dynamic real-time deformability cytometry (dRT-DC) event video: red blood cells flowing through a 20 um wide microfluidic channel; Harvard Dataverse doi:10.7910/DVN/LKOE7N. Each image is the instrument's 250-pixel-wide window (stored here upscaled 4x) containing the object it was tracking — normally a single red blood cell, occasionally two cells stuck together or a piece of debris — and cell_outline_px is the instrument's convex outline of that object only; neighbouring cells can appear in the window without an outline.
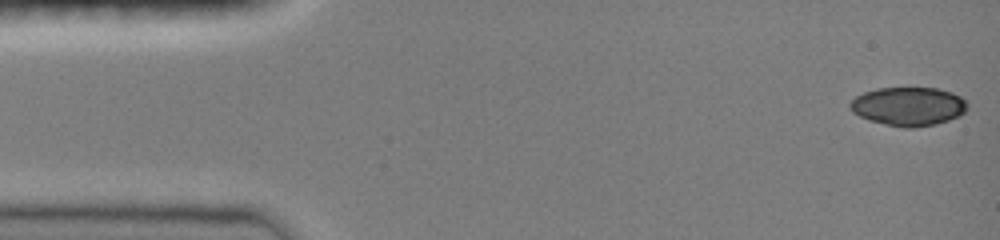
{"species": "common noctule bat (a hibernating species)", "species_latin": "Nyctalus noctula", "temperature_condition": "room temperature", "stored_images_in_passage": 47, "camera_frame_rate_fps": 3000, "um_per_image_px": 0.085, "animal": {"sex": "female", "body_mass_g": 19.0, "forearm_length_mm": 51.5}, "frame": {"image": 1, "passage_image": 1, "time_ms": 0.0, "image_size_px": [1000, 240], "cell_outline_px": [[968, 108], [960, 116], [936, 124], [912, 128], [904, 128], [868, 120], [852, 112], [848, 108], [848, 104], [856, 96], [864, 92], [876, 88], [936, 88], [952, 92], [960, 96], [968, 104]], "centroid_in_image_um": [77.21, 9.04], "position_along_channel_um": 7.8, "area_um2": 26.59}}
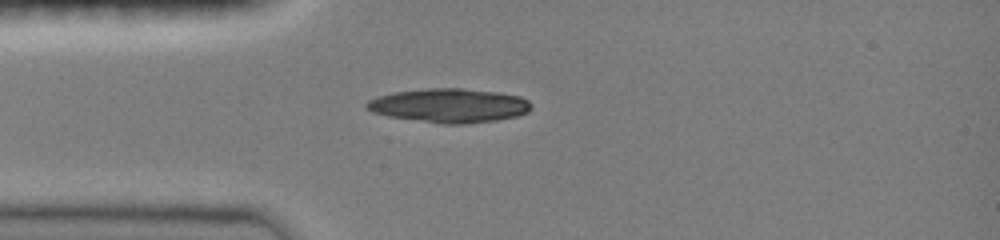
{"frame": {"image": 2, "passage_image": 12, "time_ms": 3.667, "image_size_px": [1000, 240], "cell_outline_px": [[532, 108], [528, 112], [516, 116], [496, 120], [464, 124], [444, 124], [388, 116], [372, 112], [364, 108], [364, 104], [368, 100], [376, 96], [392, 92], [428, 88], [460, 88], [500, 92], [520, 96], [528, 100], [532, 104]], "centroid_in_image_um": [38.17, 8.96], "position_along_channel_um": 46.8, "area_um2": 32.89}}
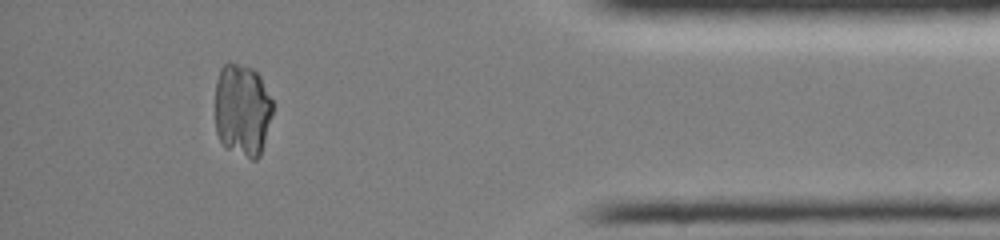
{"frame": {"image": 3, "passage_image": 42, "time_ms": 13.667, "image_size_px": [1000, 240], "cell_outline_px": [[272, 112], [260, 156], [256, 160], [252, 160], [224, 148], [216, 132], [216, 80], [220, 68], [228, 60], [252, 68], [260, 76], [272, 100]], "centroid_in_image_um": [20.57, 9.34], "position_along_channel_um": 414.6, "area_um2": 31.33}}